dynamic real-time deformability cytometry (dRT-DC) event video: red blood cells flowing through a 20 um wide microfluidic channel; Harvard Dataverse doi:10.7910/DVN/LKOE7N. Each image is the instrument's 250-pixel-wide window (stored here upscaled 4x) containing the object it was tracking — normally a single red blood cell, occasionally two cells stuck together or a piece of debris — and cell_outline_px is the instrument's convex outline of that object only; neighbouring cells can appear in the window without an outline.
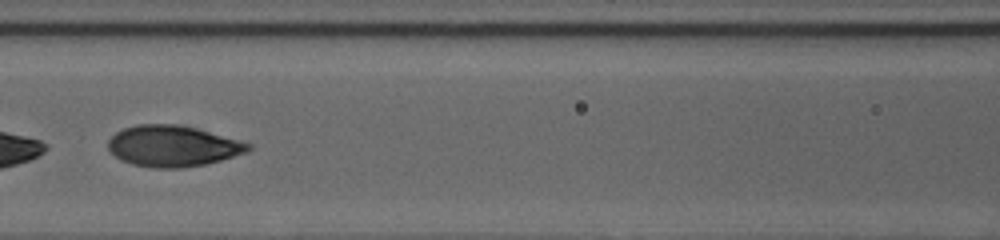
{"species": "human", "species_latin": "Homo sapiens", "temperature_condition": "cold", "stored_images_in_passage": 44, "segment_of_instrument_passage": [2, 2], "camera_frame_rate_fps": 3000, "um_per_image_px": 0.085, "donor": {"sex": "female"}, "frame": {"image": 1, "passage_image": 21, "time_ms": 6.667, "image_size_px": [1000, 240], "cell_outline_px": [[252, 148], [244, 152], [208, 164], [184, 168], [152, 168], [132, 164], [120, 160], [108, 148], [108, 140], [116, 132], [124, 128], [136, 124], [176, 124], [208, 132], [252, 144]], "centroid_in_image_um": [14.63, 12.43], "position_along_channel_um": 152.0, "area_um2": 33.18}}
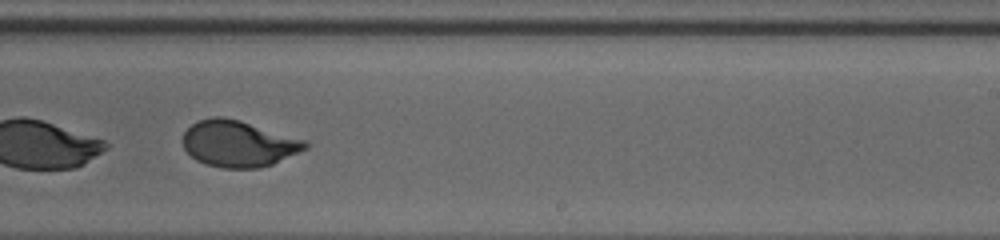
{"frame": {"image": 2, "passage_image": 30, "time_ms": 9.667, "image_size_px": [1000, 240], "cell_outline_px": [[312, 144], [308, 148], [272, 164], [256, 168], [220, 168], [204, 164], [196, 160], [184, 148], [184, 132], [196, 120], [212, 116], [224, 116], [240, 120], [308, 140]], "centroid_in_image_um": [20.3, 12.2], "position_along_channel_um": 268.7, "area_um2": 33.35}}